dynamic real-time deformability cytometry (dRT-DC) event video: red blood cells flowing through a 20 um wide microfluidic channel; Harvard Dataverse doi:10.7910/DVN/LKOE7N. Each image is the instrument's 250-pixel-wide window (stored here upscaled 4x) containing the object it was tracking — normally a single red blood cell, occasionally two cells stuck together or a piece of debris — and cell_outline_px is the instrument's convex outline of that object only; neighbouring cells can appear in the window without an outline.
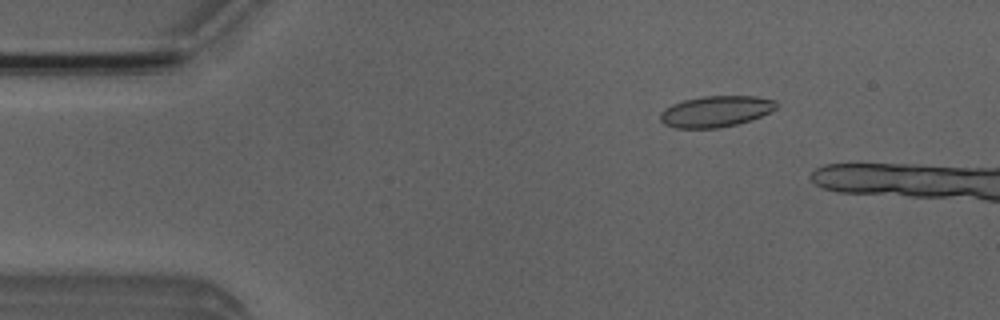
{"species": "Egyptian fruit bat (a non-hibernating species)", "species_latin": "Rousettus aegyptiacus", "temperature_condition": "room temperature", "stored_images_in_passage": 4, "camera_frame_rate_fps": 3000, "um_per_image_px": 0.085, "animal": {"sex": "male"}, "frame": {"image": 1, "passage_image": 2, "time_ms": 1.333, "image_size_px": [1000, 320], "cell_outline_px": [[776, 108], [752, 120], [736, 124], [716, 128], [676, 128], [664, 124], [660, 120], [660, 112], [664, 108], [672, 104], [684, 100], [704, 96], [756, 96], [776, 100]], "centroid_in_image_um": [60.81, 9.46], "position_along_channel_um": 24.2, "area_um2": 20.98}}